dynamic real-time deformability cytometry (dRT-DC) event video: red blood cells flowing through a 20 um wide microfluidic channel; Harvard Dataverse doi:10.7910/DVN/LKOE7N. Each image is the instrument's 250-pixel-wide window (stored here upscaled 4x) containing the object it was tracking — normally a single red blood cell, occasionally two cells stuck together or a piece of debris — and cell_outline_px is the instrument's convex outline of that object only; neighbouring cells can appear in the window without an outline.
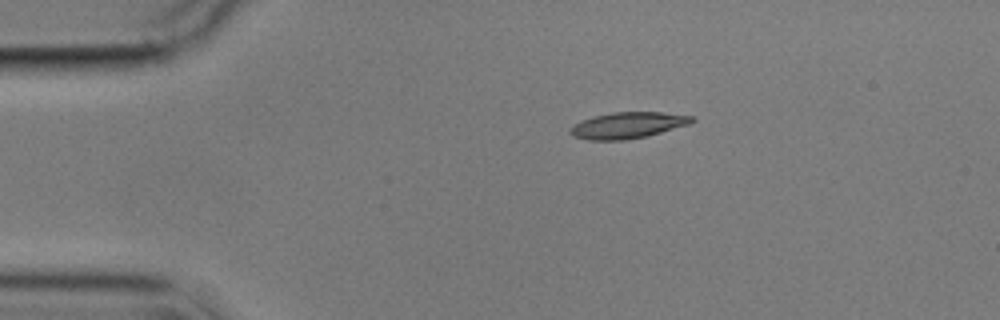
{"species": "common noctule bat (a hibernating species)", "species_latin": "Nyctalus noctula", "temperature_condition": "cold", "stored_images_in_passage": 4, "camera_frame_rate_fps": 3000, "um_per_image_px": 0.085, "animal": {"sex": "male", "body_mass_g": 17.9}, "frame": {"image": 1, "passage_image": 4, "time_ms": 4.333, "image_size_px": [1000, 320], "cell_outline_px": [[696, 120], [692, 124], [644, 136], [624, 140], [588, 140], [572, 136], [568, 132], [580, 120], [592, 116], [612, 112], [660, 112], [692, 116]], "centroid_in_image_um": [53.35, 10.64], "position_along_channel_um": 31.6, "area_um2": 18.55}}